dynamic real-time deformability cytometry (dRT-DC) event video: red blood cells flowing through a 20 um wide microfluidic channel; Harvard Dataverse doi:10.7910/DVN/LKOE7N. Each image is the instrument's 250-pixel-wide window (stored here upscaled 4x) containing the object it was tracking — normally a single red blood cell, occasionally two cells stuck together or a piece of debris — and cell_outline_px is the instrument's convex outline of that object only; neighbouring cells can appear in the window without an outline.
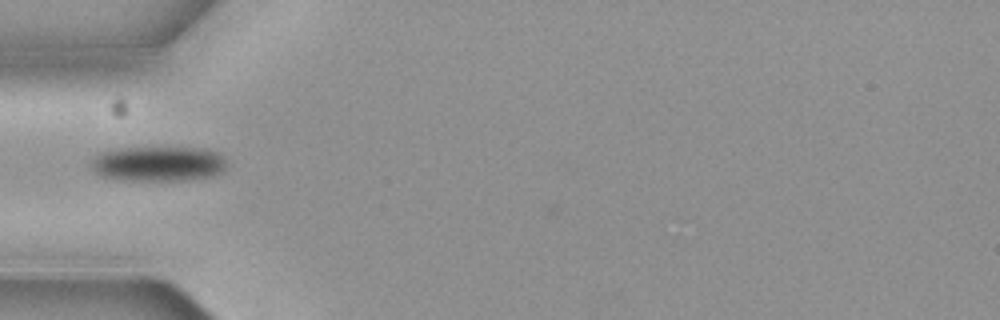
{"species": "common noctule bat (a hibernating species)", "species_latin": "Nyctalus noctula", "temperature_condition": "cold", "stored_images_in_passage": 1, "camera_frame_rate_fps": 3000, "um_per_image_px": 0.085, "animal": {"sex": "female", "body_mass_g": 19.3, "forearm_length_mm": 54.1}, "frame": {"image": 1, "passage_image": 1, "time_ms": 0.0, "image_size_px": [1000, 320], "cell_outline_px": [[224, 172], [212, 176], [184, 180], [124, 180], [104, 176], [88, 168], [88, 164], [100, 152], [116, 148], [204, 148], [216, 152], [224, 156]], "centroid_in_image_um": [13.42, 13.91], "position_along_channel_um": 71.6, "area_um2": 27.69}}